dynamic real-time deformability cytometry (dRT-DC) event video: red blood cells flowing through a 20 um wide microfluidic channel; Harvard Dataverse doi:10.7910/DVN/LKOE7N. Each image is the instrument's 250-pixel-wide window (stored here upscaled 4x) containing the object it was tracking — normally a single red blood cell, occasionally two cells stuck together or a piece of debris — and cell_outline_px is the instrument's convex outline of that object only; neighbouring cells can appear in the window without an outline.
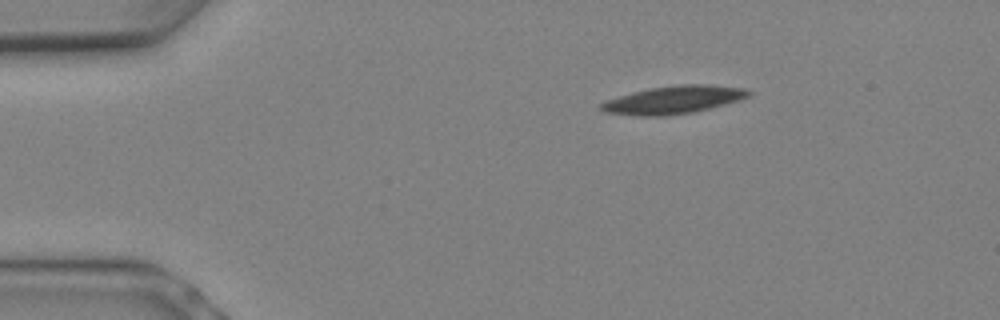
{"species": "Egyptian fruit bat (a non-hibernating species)", "species_latin": "Rousettus aegyptiacus", "temperature_condition": "warm", "stored_images_in_passage": 5, "camera_frame_rate_fps": 3000, "um_per_image_px": 0.085, "animal": {"sex": "female"}, "frame": {"image": 1, "passage_image": 1, "time_ms": 0.0, "image_size_px": [1000, 320], "cell_outline_px": [[752, 96], [740, 100], [692, 112], [668, 116], [636, 116], [604, 112], [600, 108], [600, 104], [608, 100], [632, 92], [652, 88], [680, 84], [708, 84], [744, 88], [752, 92]], "centroid_in_image_um": [57.28, 8.48], "position_along_channel_um": 27.7, "area_um2": 23.87}}
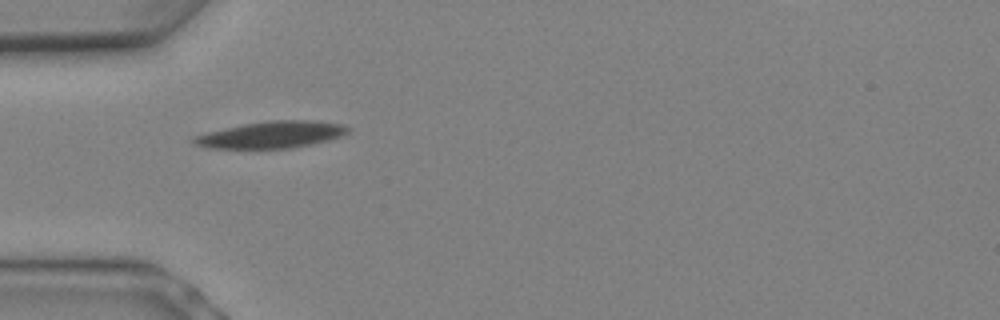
{"frame": {"image": 2, "passage_image": 4, "time_ms": 1.0, "image_size_px": [1000, 320], "cell_outline_px": [[352, 128], [348, 132], [340, 136], [328, 140], [312, 144], [292, 148], [208, 148], [192, 144], [188, 140], [192, 136], [208, 132], [244, 124], [268, 120], [316, 120], [344, 124]], "centroid_in_image_um": [23.07, 11.44], "position_along_channel_um": 61.9, "area_um2": 24.28}}